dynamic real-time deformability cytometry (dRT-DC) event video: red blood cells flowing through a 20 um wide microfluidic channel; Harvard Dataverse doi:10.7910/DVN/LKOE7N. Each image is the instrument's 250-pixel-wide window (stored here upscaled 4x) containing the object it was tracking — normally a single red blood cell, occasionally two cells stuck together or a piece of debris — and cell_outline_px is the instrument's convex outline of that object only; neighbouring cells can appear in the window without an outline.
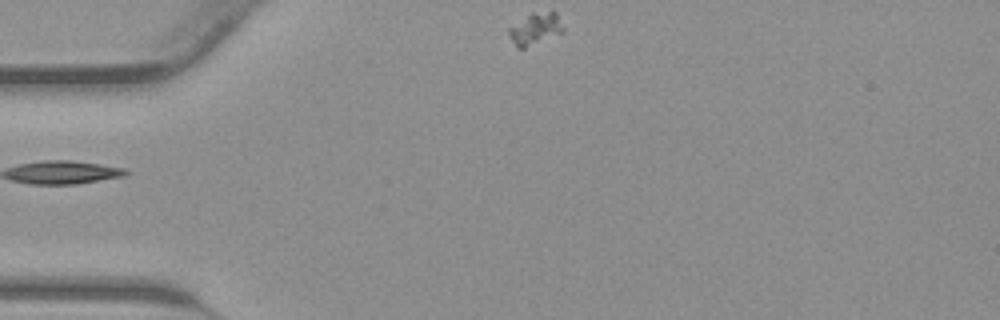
{"species": "common noctule bat (a hibernating species)", "species_latin": "Nyctalus noctula", "temperature_condition": "warm", "stored_images_in_passage": 37, "camera_frame_rate_fps": 3000, "um_per_image_px": 0.085, "animal": {"sex": "male", "body_mass_g": 23.1, "forearm_length_mm": 52.7}, "frame": {"image": 1, "passage_image": 1, "time_ms": 0.0, "image_size_px": [1000, 320], "cell_outline_px": [[564, 32], [524, 48], [516, 48], [508, 36], [508, 28], [532, 12], [556, 12], [564, 28]], "centroid_in_image_um": [45.48, 2.46], "position_along_channel_um": 39.5, "area_um2": 10.06}}
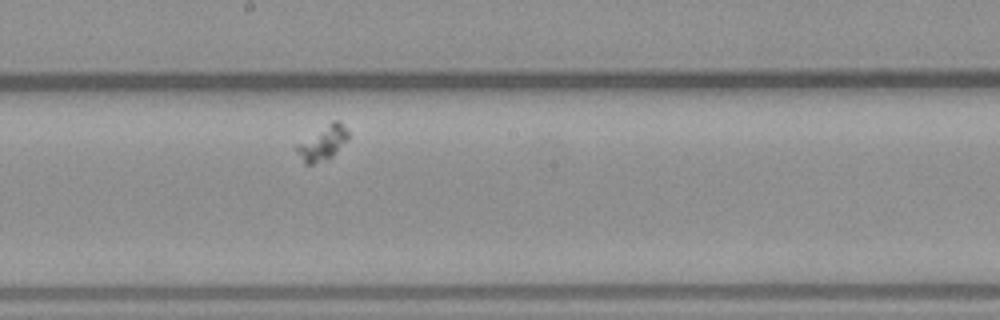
{"frame": {"image": 2, "passage_image": 16, "time_ms": 5.0, "image_size_px": [1000, 320], "cell_outline_px": [[348, 140], [332, 156], [312, 164], [304, 164], [296, 152], [296, 144], [332, 120], [340, 120], [348, 132]], "centroid_in_image_um": [27.42, 12.13], "position_along_channel_um": 220.8, "area_um2": 10.29}}
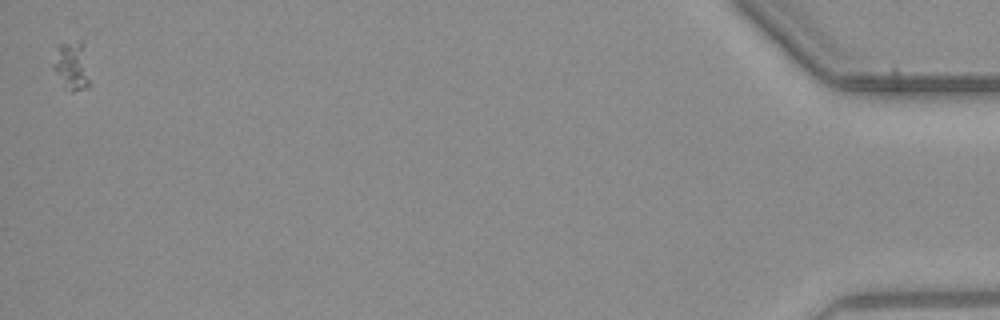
{"frame": {"image": 3, "passage_image": 37, "time_ms": 12.0, "image_size_px": [1000, 320], "cell_outline_px": [[88, 84], [84, 88], [72, 92], [64, 88], [52, 68], [52, 64], [56, 44], [80, 40], [84, 40], [88, 80]], "centroid_in_image_um": [6.04, 5.53], "position_along_channel_um": 429.2, "area_um2": 10.52}}